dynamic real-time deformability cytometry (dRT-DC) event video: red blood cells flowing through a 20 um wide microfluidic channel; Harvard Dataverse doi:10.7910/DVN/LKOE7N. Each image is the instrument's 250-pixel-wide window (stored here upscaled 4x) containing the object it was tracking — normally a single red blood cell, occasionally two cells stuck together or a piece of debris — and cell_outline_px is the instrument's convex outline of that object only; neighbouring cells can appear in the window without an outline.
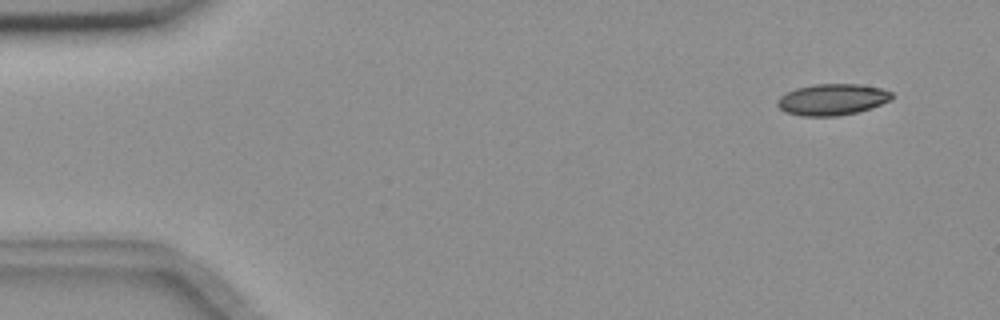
{"species": "common noctule bat (a hibernating species)", "species_latin": "Nyctalus noctula", "temperature_condition": "room temperature", "stored_images_in_passage": 10, "camera_frame_rate_fps": 3000, "um_per_image_px": 0.085, "animal": {"sex": "female", "body_mass_g": 18.4}, "frame": {"image": 1, "passage_image": 1, "time_ms": 0.0, "image_size_px": [1000, 320], "cell_outline_px": [[892, 100], [872, 108], [856, 112], [836, 116], [800, 116], [784, 112], [776, 104], [776, 100], [780, 96], [796, 88], [816, 84], [860, 84], [880, 88], [892, 92]], "centroid_in_image_um": [70.73, 8.46], "position_along_channel_um": 14.3, "area_um2": 20.98}}
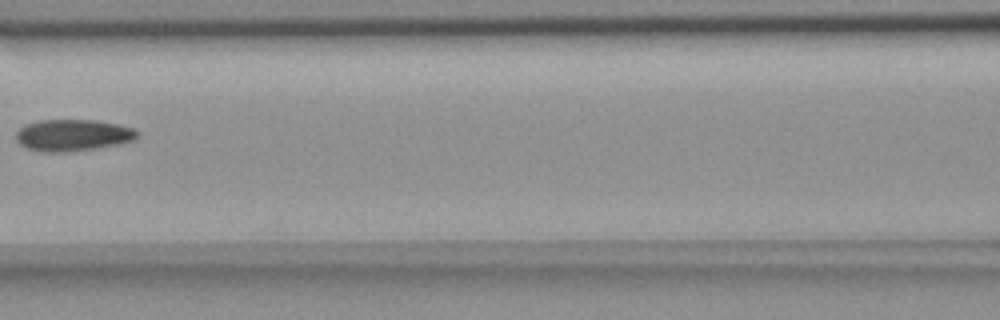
{"frame": {"image": 2, "passage_image": 6, "time_ms": 1.667, "image_size_px": [1000, 320], "cell_outline_px": [[136, 136], [132, 140], [116, 144], [96, 148], [64, 152], [44, 152], [28, 148], [20, 144], [16, 140], [16, 132], [24, 124], [36, 120], [92, 120], [116, 124], [132, 128], [136, 132]], "centroid_in_image_um": [6.1, 11.48], "position_along_channel_um": 160.5, "area_um2": 22.02}}
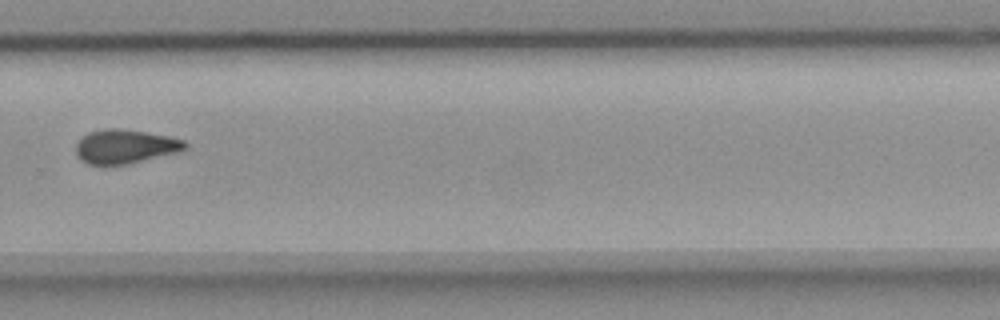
{"frame": {"image": 3, "passage_image": 10, "time_ms": 3.0, "image_size_px": [1000, 320], "cell_outline_px": [[188, 148], [180, 152], [128, 164], [104, 168], [88, 164], [80, 160], [76, 156], [76, 144], [88, 132], [104, 128], [124, 128], [168, 136], [184, 140], [188, 144]], "centroid_in_image_um": [10.62, 12.48], "position_along_channel_um": 319.2, "area_um2": 22.43}}